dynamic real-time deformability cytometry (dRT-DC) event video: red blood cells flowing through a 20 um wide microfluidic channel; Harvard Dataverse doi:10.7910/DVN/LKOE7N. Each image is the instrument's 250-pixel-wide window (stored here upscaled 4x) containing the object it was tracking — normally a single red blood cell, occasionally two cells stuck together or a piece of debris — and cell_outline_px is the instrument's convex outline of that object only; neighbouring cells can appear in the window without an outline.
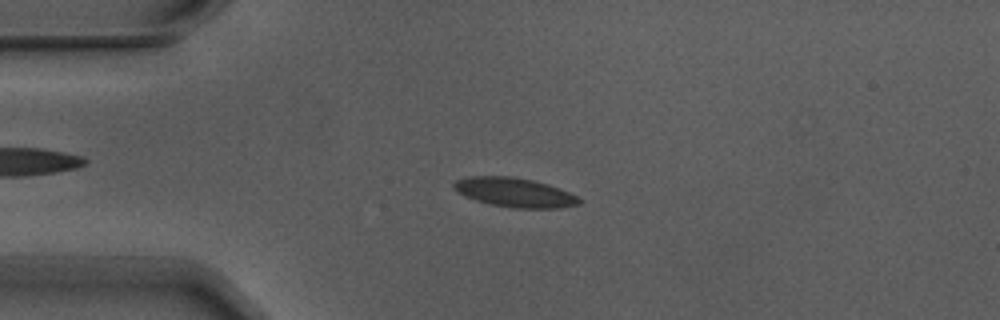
{"species": "Egyptian fruit bat (a non-hibernating species)", "species_latin": "Rousettus aegyptiacus", "temperature_condition": "warm", "stored_images_in_passage": 7, "camera_frame_rate_fps": 3000, "um_per_image_px": 0.085, "animal": {"sex": "male"}, "frame": {"image": 1, "passage_image": 2, "time_ms": 0.333, "image_size_px": [1000, 320], "cell_outline_px": [[580, 204], [560, 208], [512, 208], [492, 204], [476, 200], [464, 196], [456, 192], [452, 188], [452, 184], [456, 180], [464, 176], [508, 176], [532, 180], [548, 184], [568, 192], [576, 196], [580, 200]], "centroid_in_image_um": [43.68, 16.35], "position_along_channel_um": 41.3, "area_um2": 21.39}}
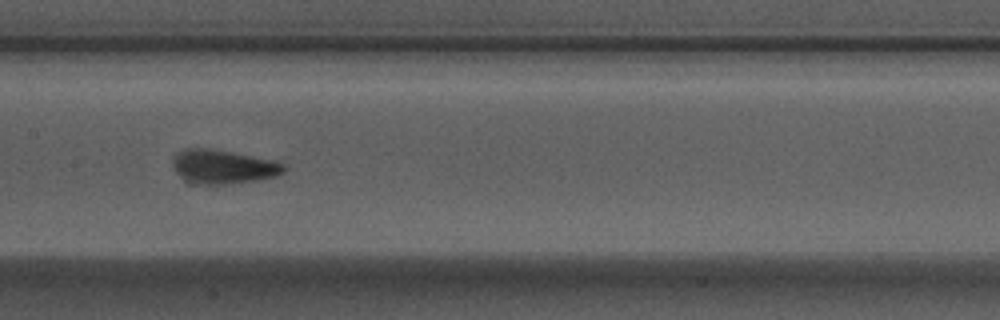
{"frame": {"image": 2, "passage_image": 6, "time_ms": 1.667, "image_size_px": [1000, 320], "cell_outline_px": [[288, 168], [284, 172], [276, 176], [256, 180], [232, 184], [200, 184], [184, 180], [172, 168], [172, 156], [188, 148], [204, 148], [276, 160], [284, 164]], "centroid_in_image_um": [18.97, 14.18], "position_along_channel_um": 188.4, "area_um2": 21.96}}
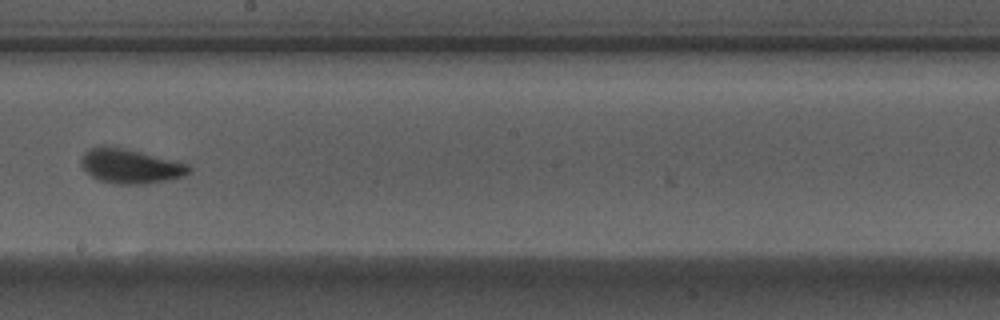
{"frame": {"image": 3, "passage_image": 7, "time_ms": 2.0, "image_size_px": [1000, 320], "cell_outline_px": [[192, 172], [184, 176], [144, 184], [116, 184], [100, 180], [92, 176], [80, 164], [80, 160], [84, 152], [92, 148], [120, 148], [188, 164], [192, 168]], "centroid_in_image_um": [11.1, 14.16], "position_along_channel_um": 237.1, "area_um2": 20.81}}